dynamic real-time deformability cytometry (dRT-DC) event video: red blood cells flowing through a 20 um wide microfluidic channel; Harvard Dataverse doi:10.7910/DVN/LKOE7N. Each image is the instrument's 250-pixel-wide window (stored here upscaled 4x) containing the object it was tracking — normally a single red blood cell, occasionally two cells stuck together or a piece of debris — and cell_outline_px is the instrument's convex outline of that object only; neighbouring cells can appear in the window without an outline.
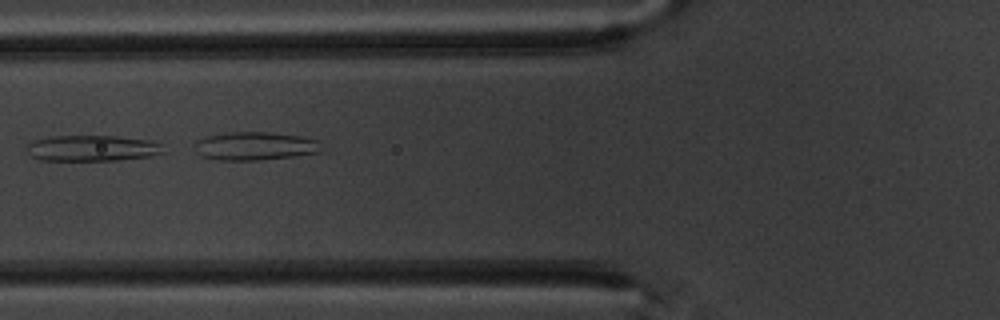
{"species": "common noctule bat (a hibernating species)", "species_latin": "Nyctalus noctula", "temperature_condition": "warm", "stored_images_in_passage": 3, "camera_frame_rate_fps": 3000, "um_per_image_px": 0.085, "animal": {"sex": "male", "body_mass_g": 20.1, "forearm_length_mm": 53.5}, "frame": {"image": 1, "passage_image": 3, "time_ms": 2.333, "image_size_px": [1000, 320], "cell_outline_px": [[164, 152], [152, 156], [116, 160], [40, 160], [32, 156], [28, 152], [28, 144], [32, 140], [52, 136], [116, 136], [152, 140], [160, 144]], "centroid_in_image_um": [7.85, 12.59], "position_along_channel_um": 118.0, "area_um2": 20.58}}